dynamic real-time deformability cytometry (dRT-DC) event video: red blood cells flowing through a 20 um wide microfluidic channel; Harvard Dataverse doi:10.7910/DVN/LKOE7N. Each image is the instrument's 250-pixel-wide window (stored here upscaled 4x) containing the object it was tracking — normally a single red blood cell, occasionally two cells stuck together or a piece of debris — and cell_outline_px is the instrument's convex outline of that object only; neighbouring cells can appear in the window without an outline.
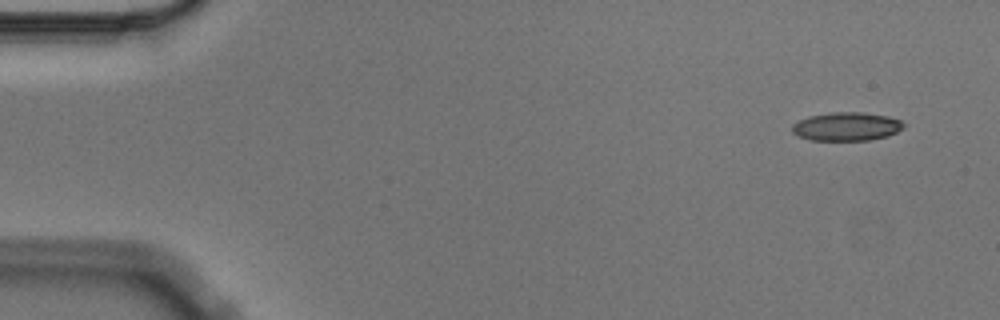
{"species": "Egyptian fruit bat (a non-hibernating species)", "species_latin": "Rousettus aegyptiacus", "temperature_condition": "cold", "stored_images_in_passage": 9, "camera_frame_rate_fps": 3000, "um_per_image_px": 0.085, "animal": {"sex": "male"}, "frame": {"image": 1, "passage_image": 1, "time_ms": 0.0, "image_size_px": [1000, 320], "cell_outline_px": [[904, 128], [888, 136], [868, 140], [812, 140], [800, 136], [792, 132], [792, 124], [808, 116], [832, 112], [864, 112], [888, 116], [900, 120], [904, 124]], "centroid_in_image_um": [71.97, 10.74], "position_along_channel_um": 13.0, "area_um2": 18.5}}
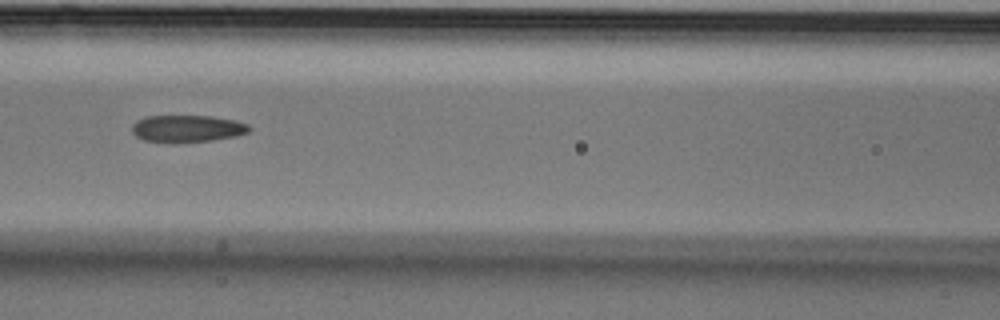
{"frame": {"image": 2, "passage_image": 7, "time_ms": 2.0, "image_size_px": [1000, 320], "cell_outline_px": [[252, 128], [248, 132], [236, 136], [212, 140], [172, 144], [144, 140], [136, 136], [132, 132], [132, 124], [136, 120], [144, 116], [212, 116], [236, 120], [248, 124]], "centroid_in_image_um": [15.9, 10.94], "position_along_channel_um": 150.7, "area_um2": 18.9}}
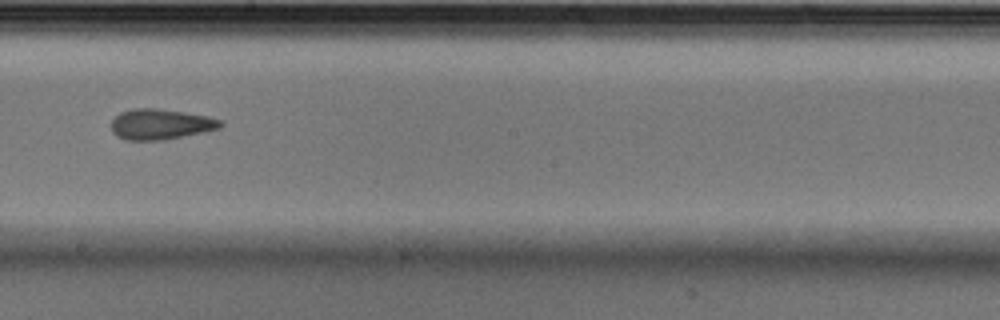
{"frame": {"image": 3, "passage_image": 9, "time_ms": 2.667, "image_size_px": [1000, 320], "cell_outline_px": [[224, 124], [220, 128], [204, 132], [164, 140], [128, 140], [116, 136], [112, 132], [112, 120], [120, 112], [132, 108], [156, 108], [184, 112], [208, 116], [220, 120]], "centroid_in_image_um": [13.65, 10.56], "position_along_channel_um": 234.6, "area_um2": 19.48}}